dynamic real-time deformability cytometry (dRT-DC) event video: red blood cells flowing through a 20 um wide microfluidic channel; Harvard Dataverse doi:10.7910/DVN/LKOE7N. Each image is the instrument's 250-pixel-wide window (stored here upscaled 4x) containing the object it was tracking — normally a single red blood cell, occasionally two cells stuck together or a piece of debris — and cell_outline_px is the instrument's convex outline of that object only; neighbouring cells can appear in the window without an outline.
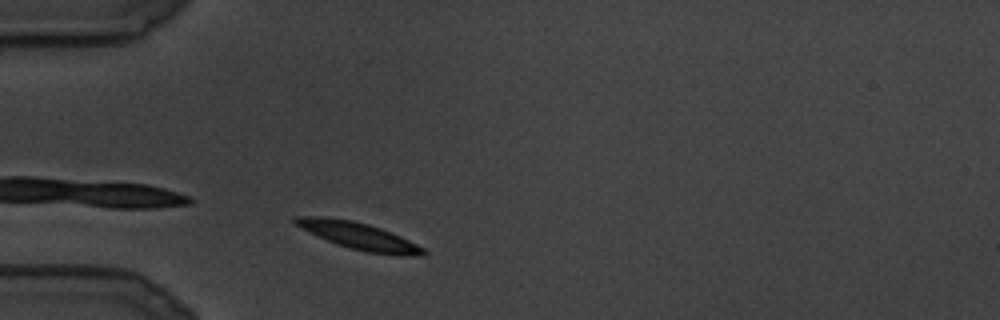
{"species": "common noctule bat (a hibernating species)", "species_latin": "Nyctalus noctula", "temperature_condition": "cold", "stored_images_in_passage": 65, "camera_frame_rate_fps": 3000, "um_per_image_px": 0.085, "animal": {"sex": "male", "body_mass_g": 19.5, "forearm_length_mm": 54.6}, "frame": {"image": 1, "passage_image": 3, "time_ms": 0.667, "image_size_px": [1000, 320], "cell_outline_px": [[428, 252], [424, 256], [400, 256], [368, 252], [336, 244], [316, 236], [292, 224], [292, 220], [296, 216], [324, 216], [352, 220], [368, 224], [392, 232], [424, 248]], "centroid_in_image_um": [30.47, 20.05], "position_along_channel_um": 54.5, "area_um2": 20.35}}
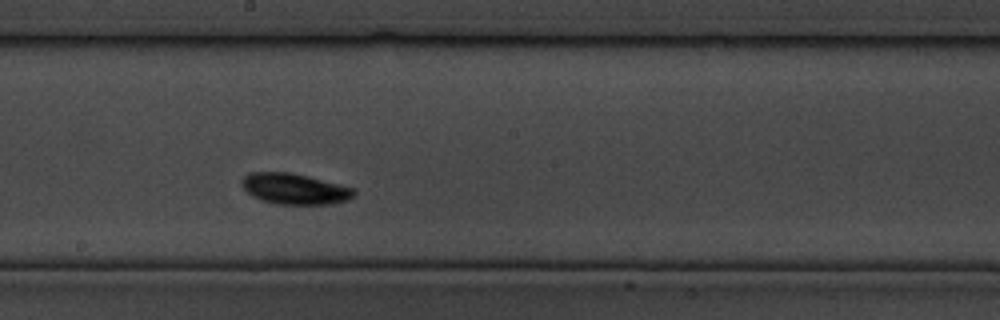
{"frame": {"image": 2, "passage_image": 32, "time_ms": 10.333, "image_size_px": [1000, 320], "cell_outline_px": [[356, 192], [348, 200], [332, 204], [276, 204], [260, 200], [252, 196], [240, 184], [240, 180], [248, 172], [288, 172], [308, 176], [356, 188]], "centroid_in_image_um": [25.03, 16.05], "position_along_channel_um": 223.2, "area_um2": 20.35}}
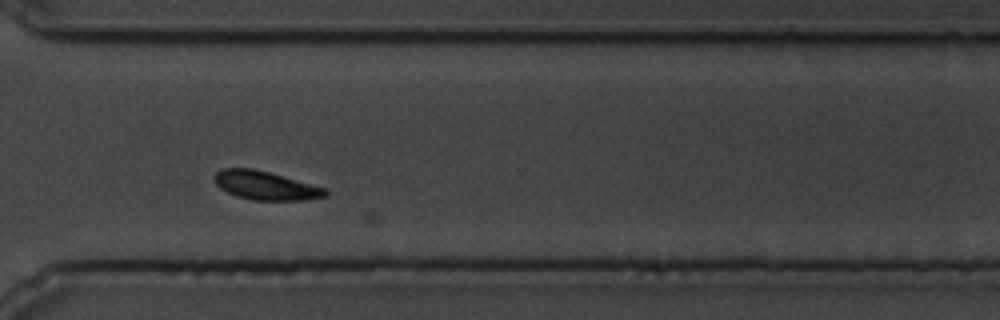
{"frame": {"image": 3, "passage_image": 52, "time_ms": 17.0, "image_size_px": [1000, 320], "cell_outline_px": [[328, 192], [324, 196], [304, 200], [252, 200], [236, 196], [220, 188], [216, 184], [212, 176], [216, 172], [224, 168], [252, 168], [268, 172], [328, 188]], "centroid_in_image_um": [22.55, 15.76], "position_along_channel_um": 348.0, "area_um2": 18.5}}